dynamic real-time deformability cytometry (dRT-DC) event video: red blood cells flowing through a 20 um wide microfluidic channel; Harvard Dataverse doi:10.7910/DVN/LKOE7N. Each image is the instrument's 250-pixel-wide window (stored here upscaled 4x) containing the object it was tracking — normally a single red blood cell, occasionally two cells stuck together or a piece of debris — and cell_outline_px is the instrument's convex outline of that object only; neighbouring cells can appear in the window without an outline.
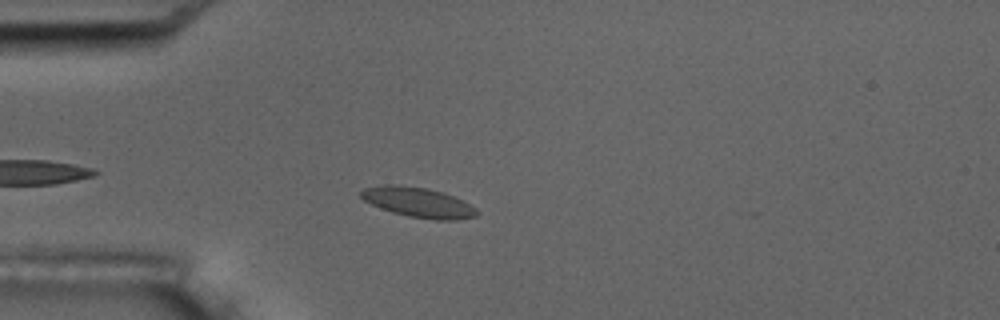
{"species": "common noctule bat (a hibernating species)", "species_latin": "Nyctalus noctula", "temperature_condition": "room temperature", "stored_images_in_passage": 3, "camera_frame_rate_fps": 3000, "um_per_image_px": 0.085, "animal": {"sex": "male", "body_mass_g": 17.5, "forearm_length_mm": 52.3}, "frame": {"image": 1, "passage_image": 3, "time_ms": 2.333, "image_size_px": [1000, 320], "cell_outline_px": [[480, 212], [476, 216], [456, 220], [436, 220], [408, 216], [392, 212], [380, 208], [364, 200], [360, 196], [360, 192], [364, 188], [384, 184], [396, 184], [424, 188], [444, 192], [476, 208]], "centroid_in_image_um": [35.53, 17.2], "position_along_channel_um": 49.5, "area_um2": 20.11}}